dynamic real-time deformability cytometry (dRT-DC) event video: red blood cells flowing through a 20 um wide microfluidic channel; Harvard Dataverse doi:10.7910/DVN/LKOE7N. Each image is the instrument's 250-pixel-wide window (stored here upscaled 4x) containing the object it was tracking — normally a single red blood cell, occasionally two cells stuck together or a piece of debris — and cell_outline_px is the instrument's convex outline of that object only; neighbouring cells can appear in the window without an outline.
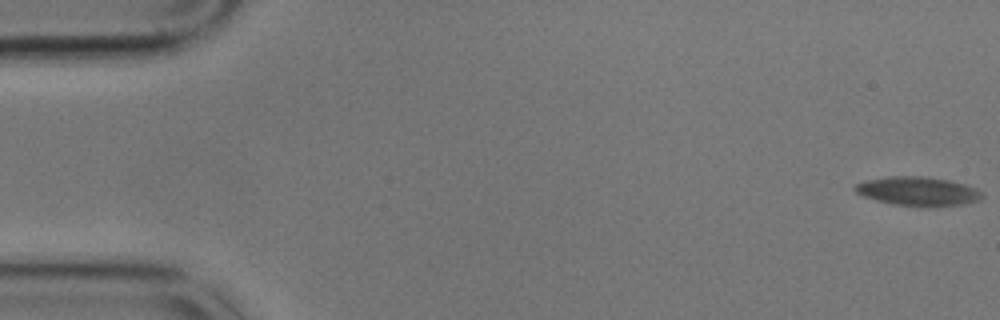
{"species": "common noctule bat (a hibernating species)", "species_latin": "Nyctalus noctula", "temperature_condition": "cold", "stored_images_in_passage": 61, "camera_frame_rate_fps": 3000, "um_per_image_px": 0.085, "animal": {"sex": "male", "body_mass_g": 17.9}, "frame": {"image": 1, "passage_image": 1, "time_ms": 0.0, "image_size_px": [1000, 320], "cell_outline_px": [[984, 196], [980, 200], [964, 204], [892, 204], [876, 200], [864, 196], [856, 192], [852, 188], [856, 184], [868, 180], [888, 176], [924, 176], [948, 180], [964, 184], [976, 188]], "centroid_in_image_um": [78.0, 16.21], "position_along_channel_um": 7.0, "area_um2": 20.63}}
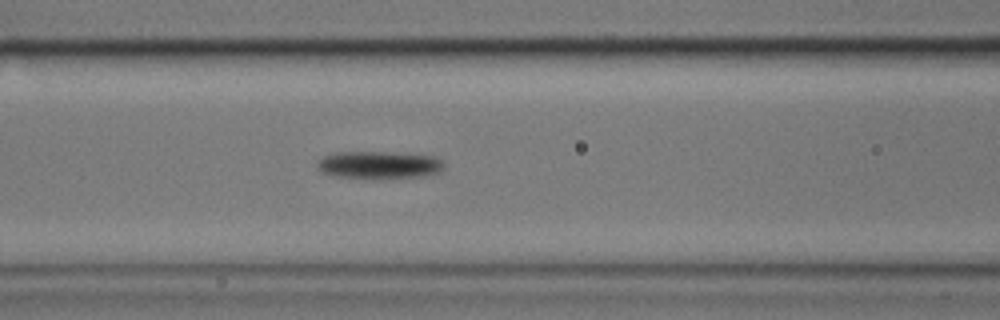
{"frame": {"image": 2, "passage_image": 25, "time_ms": 8.0, "image_size_px": [1000, 320], "cell_outline_px": [[444, 168], [440, 172], [424, 176], [376, 180], [372, 180], [332, 176], [320, 172], [316, 168], [316, 160], [324, 156], [336, 152], [396, 152], [436, 156], [444, 160]], "centroid_in_image_um": [32.21, 14.04], "position_along_channel_um": 134.4, "area_um2": 21.39}}
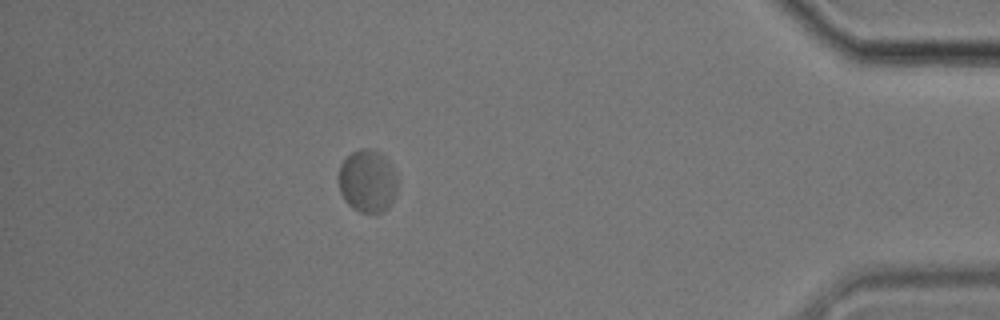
{"frame": {"image": 3, "passage_image": 54, "time_ms": 17.667, "image_size_px": [1000, 320], "cell_outline_px": [[396, 192], [388, 208], [384, 212], [360, 212], [352, 208], [344, 200], [340, 192], [336, 176], [340, 164], [352, 152], [360, 148], [372, 148], [384, 156], [392, 164], [396, 172]], "centroid_in_image_um": [31.21, 15.38], "position_along_channel_um": 404.0, "area_um2": 21.91}, "authors_computed_cell_mechanics": {"area_um2": 20.8658, "velocity_mm_per_s": 3.2893, "shape_relaxation_time_tau1_ms": 1.5907, "shape_relaxation_time_tau2_ms": null, "deformation_change_tau1": 0.054, "deformation_change_tau2": null}}